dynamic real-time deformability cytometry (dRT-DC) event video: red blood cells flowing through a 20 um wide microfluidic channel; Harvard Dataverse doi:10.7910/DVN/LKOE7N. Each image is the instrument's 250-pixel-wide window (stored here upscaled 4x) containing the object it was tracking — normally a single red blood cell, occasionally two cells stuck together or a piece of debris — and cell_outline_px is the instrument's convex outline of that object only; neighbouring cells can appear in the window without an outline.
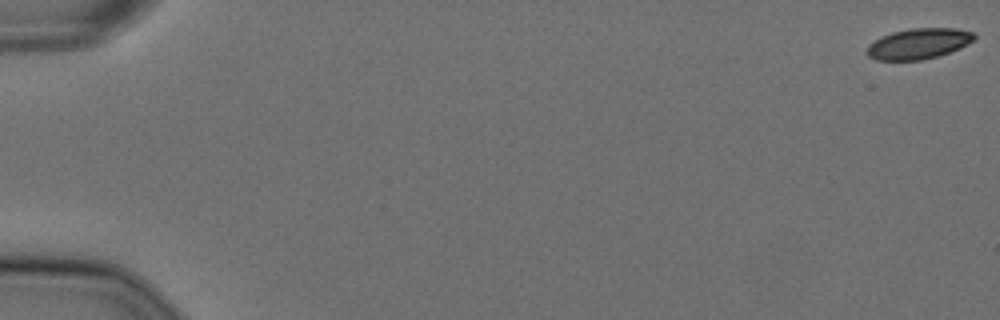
{"species": "Egyptian fruit bat (a non-hibernating species)", "species_latin": "Rousettus aegyptiacus", "temperature_condition": "cold", "stored_images_in_passage": 12, "camera_frame_rate_fps": 3000, "um_per_image_px": 0.085, "animal": {"sex": "female"}, "frame": {"image": 1, "passage_image": 1, "time_ms": 0.0, "image_size_px": [1000, 320], "cell_outline_px": [[976, 36], [968, 44], [960, 48], [936, 56], [920, 60], [876, 60], [868, 56], [864, 52], [868, 44], [892, 32], [908, 28], [956, 28], [972, 32]], "centroid_in_image_um": [78.04, 3.71], "position_along_channel_um": 7.0, "area_um2": 19.07}}